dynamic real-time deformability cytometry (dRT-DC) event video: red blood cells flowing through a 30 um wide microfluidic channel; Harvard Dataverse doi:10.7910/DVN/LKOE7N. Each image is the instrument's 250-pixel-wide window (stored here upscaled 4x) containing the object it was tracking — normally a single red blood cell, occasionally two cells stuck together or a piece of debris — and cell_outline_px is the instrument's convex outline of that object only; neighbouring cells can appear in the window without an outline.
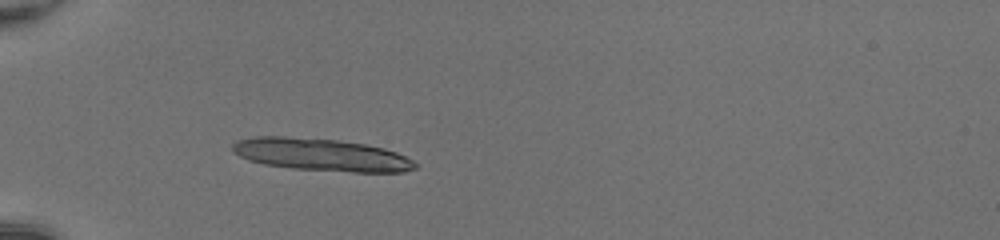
{"species": "common noctule bat (a hibernating species)", "species_latin": "Nyctalus noctula", "temperature_condition": "room temperature", "stored_images_in_passage": 15, "camera_frame_rate_fps": 3000, "um_per_image_px": 0.085, "animal": {"sex": "female", "body_mass_g": 20.0, "forearm_length_mm": 54.0}, "frame": {"image": 1, "passage_image": 1, "time_ms": 0.0, "image_size_px": [1000, 240], "cell_outline_px": [[420, 164], [416, 168], [404, 172], [352, 172], [292, 168], [264, 164], [248, 160], [232, 152], [232, 144], [236, 140], [256, 136], [284, 136], [336, 140], [364, 144], [384, 148], [396, 152]], "centroid_in_image_um": [27.3, 13.15], "position_along_channel_um": 57.7, "area_um2": 34.56}}